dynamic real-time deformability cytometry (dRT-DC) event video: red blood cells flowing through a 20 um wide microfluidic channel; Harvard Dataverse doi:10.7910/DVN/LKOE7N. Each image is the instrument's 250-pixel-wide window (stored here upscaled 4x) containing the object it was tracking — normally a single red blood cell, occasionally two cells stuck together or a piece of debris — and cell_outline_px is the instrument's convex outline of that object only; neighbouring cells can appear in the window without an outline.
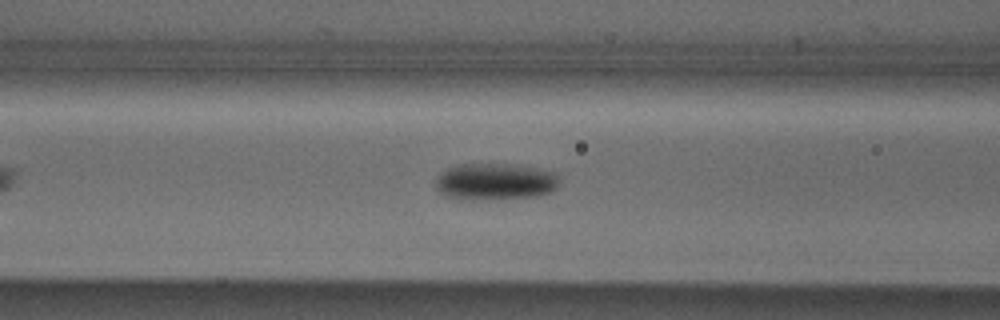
{"species": "Egyptian fruit bat (a non-hibernating species)", "species_latin": "Rousettus aegyptiacus", "temperature_condition": "cold", "stored_images_in_passage": 22, "camera_frame_rate_fps": 3000, "um_per_image_px": 0.085, "animal": {"sex": "male"}, "frame": {"image": 1, "passage_image": 5, "time_ms": 1.333, "image_size_px": [1000, 320], "cell_outline_px": [[560, 184], [552, 192], [540, 196], [500, 200], [456, 200], [444, 196], [436, 188], [436, 176], [440, 172], [456, 164], [516, 164], [556, 172], [560, 176]], "centroid_in_image_um": [42.1, 15.46], "position_along_channel_um": 124.5, "area_um2": 27.63}}
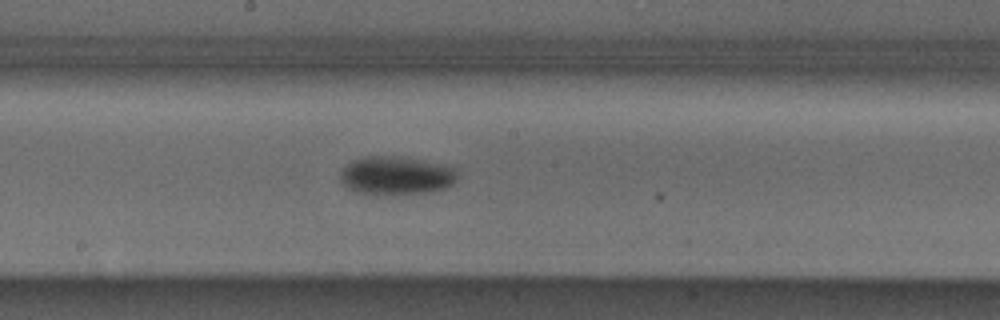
{"frame": {"image": 2, "passage_image": 12, "time_ms": 3.667, "image_size_px": [1000, 320], "cell_outline_px": [[456, 180], [452, 184], [436, 192], [392, 196], [368, 196], [356, 192], [348, 188], [340, 180], [340, 172], [344, 164], [352, 160], [364, 156], [392, 156], [420, 160], [452, 168], [456, 172]], "centroid_in_image_um": [33.58, 14.98], "position_along_channel_um": 214.6, "area_um2": 26.82}}
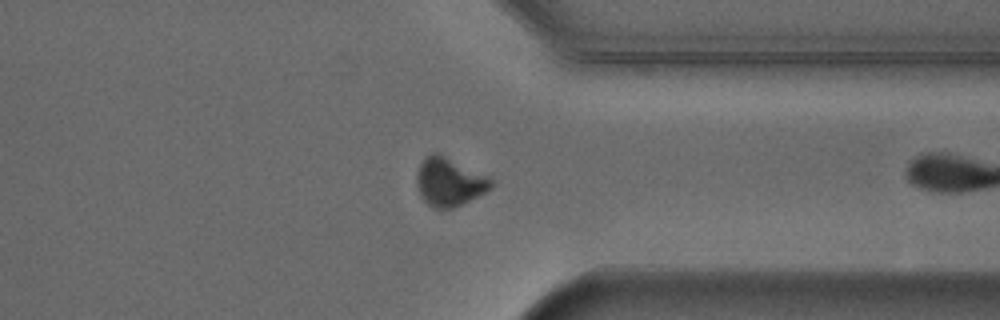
{"frame": {"image": 3, "passage_image": 21, "time_ms": 6.667, "image_size_px": [1000, 320], "cell_outline_px": [[492, 188], [452, 208], [432, 208], [420, 196], [416, 184], [416, 176], [420, 164], [432, 152], [436, 152], [488, 176], [492, 180]], "centroid_in_image_um": [38.16, 15.46], "position_along_channel_um": 373.2, "area_um2": 20.52}}